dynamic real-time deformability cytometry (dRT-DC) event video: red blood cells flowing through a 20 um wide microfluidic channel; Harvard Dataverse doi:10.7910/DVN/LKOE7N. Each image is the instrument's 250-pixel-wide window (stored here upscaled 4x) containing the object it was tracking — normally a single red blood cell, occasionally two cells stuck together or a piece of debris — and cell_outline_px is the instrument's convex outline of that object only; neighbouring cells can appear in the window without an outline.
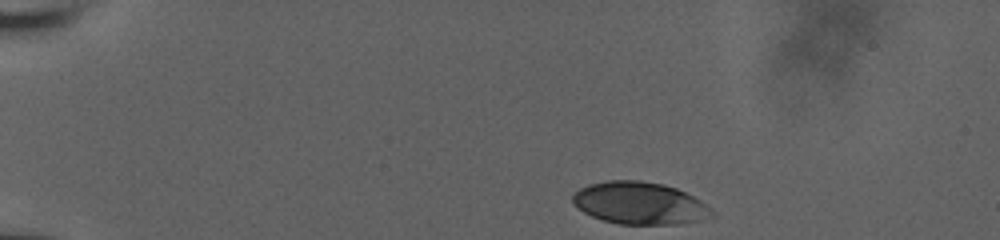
{"species": "human", "species_latin": "Homo sapiens", "temperature_condition": "room temperature", "stored_images_in_passage": 40, "camera_frame_rate_fps": 3000, "um_per_image_px": 0.085, "donor": {"sex": "male"}, "frame": {"image": 1, "passage_image": 1, "time_ms": 0.0, "image_size_px": [1000, 240], "cell_outline_px": [[716, 216], [700, 220], [676, 224], [620, 224], [600, 220], [576, 208], [572, 200], [572, 196], [580, 188], [588, 184], [608, 180], [640, 180], [664, 184], [676, 188], [700, 200], [716, 212]], "centroid_in_image_um": [54.37, 17.27], "position_along_channel_um": 30.6, "area_um2": 34.51}}
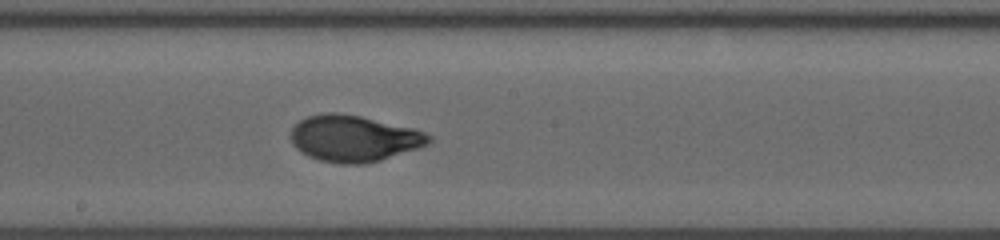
{"frame": {"image": 2, "passage_image": 23, "time_ms": 7.333, "image_size_px": [1000, 240], "cell_outline_px": [[432, 140], [428, 144], [380, 160], [364, 164], [340, 164], [320, 160], [308, 156], [300, 152], [292, 144], [292, 128], [300, 120], [308, 116], [328, 112], [336, 112], [360, 116], [416, 128], [432, 136]], "centroid_in_image_um": [30.08, 11.76], "position_along_channel_um": 218.1, "area_um2": 37.22}}
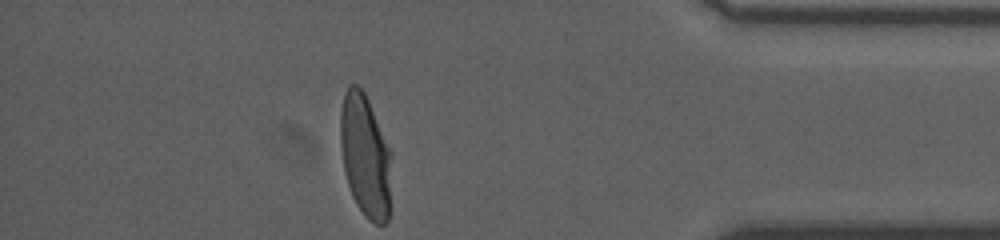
{"frame": {"image": 3, "passage_image": 40, "time_ms": 13.0, "image_size_px": [1000, 240], "cell_outline_px": [[392, 152], [388, 220], [384, 224], [376, 224], [368, 220], [364, 216], [356, 204], [352, 196], [344, 172], [340, 144], [340, 112], [344, 92], [348, 84], [356, 84], [364, 92], [368, 100]], "centroid_in_image_um": [31.04, 13.24], "position_along_channel_um": 404.2, "area_um2": 36.93}, "authors_computed_cell_mechanics": {"area_um2": 36.5585, "velocity_mm_per_s": 3.8326, "shape_relaxation_time_tau1_ms": 4.1462, "shape_relaxation_time_tau2_ms": null, "deformation_change_tau1": 0.2098, "deformation_change_tau2": null}}